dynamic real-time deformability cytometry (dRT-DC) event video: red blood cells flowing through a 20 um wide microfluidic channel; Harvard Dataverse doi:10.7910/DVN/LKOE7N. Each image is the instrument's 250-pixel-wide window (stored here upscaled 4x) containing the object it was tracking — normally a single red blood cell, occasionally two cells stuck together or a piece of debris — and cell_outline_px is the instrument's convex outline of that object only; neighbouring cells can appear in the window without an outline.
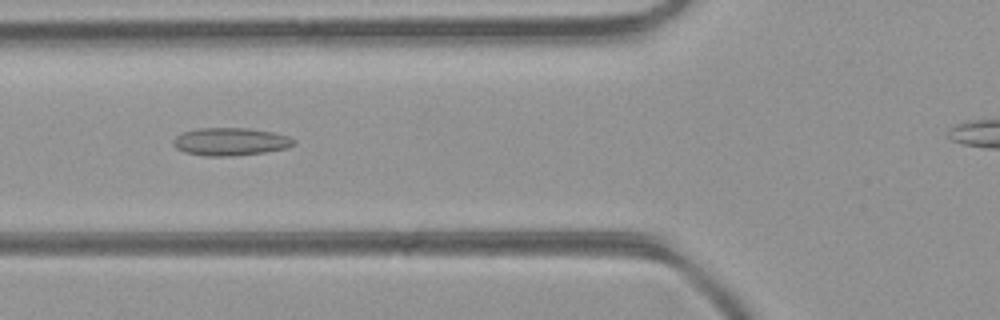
{"species": "common noctule bat (a hibernating species)", "species_latin": "Nyctalus noctula", "temperature_condition": "room temperature", "stored_images_in_passage": 28, "camera_frame_rate_fps": 3000, "um_per_image_px": 0.085, "animal": {"sex": "female", "body_mass_g": 21.9}, "frame": {"image": 1, "passage_image": 4, "time_ms": 1.0, "image_size_px": [1000, 320], "cell_outline_px": [[296, 144], [288, 148], [264, 152], [232, 156], [204, 156], [184, 152], [176, 148], [172, 144], [172, 140], [176, 136], [184, 132], [196, 128], [248, 128], [272, 132], [288, 136], [296, 140]], "centroid_in_image_um": [19.58, 12.04], "position_along_channel_um": 106.2, "area_um2": 19.65}}
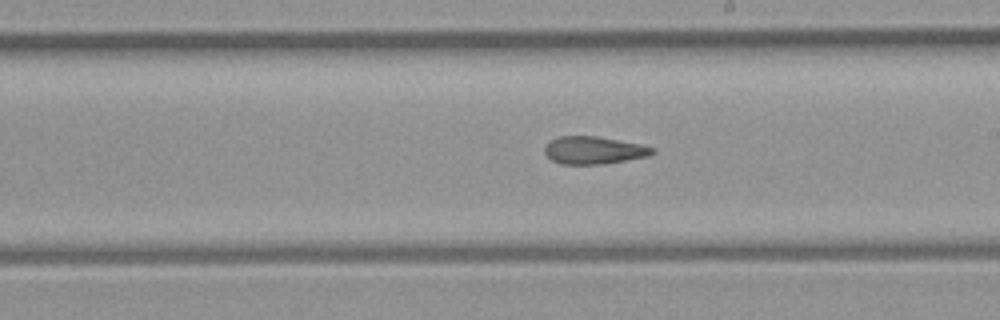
{"frame": {"image": 2, "passage_image": 13, "time_ms": 4.0, "image_size_px": [1000, 320], "cell_outline_px": [[656, 152], [648, 156], [604, 164], [560, 164], [552, 160], [544, 152], [544, 144], [548, 140], [560, 136], [596, 136], [640, 144], [656, 148]], "centroid_in_image_um": [50.45, 12.77], "position_along_channel_um": 238.6, "area_um2": 17.46}}
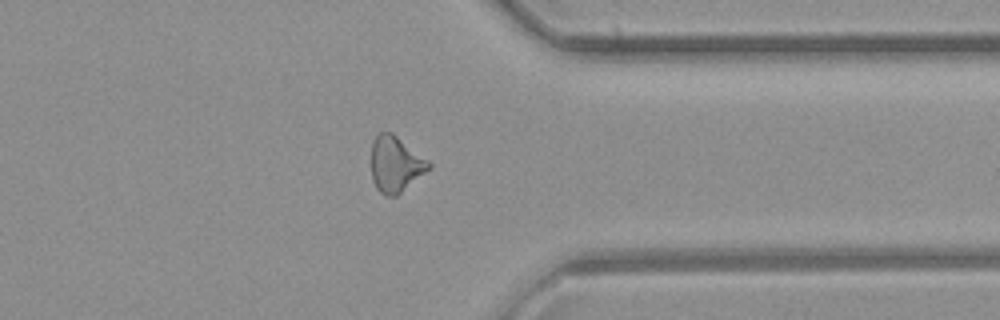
{"frame": {"image": 3, "passage_image": 23, "time_ms": 7.333, "image_size_px": [1000, 320], "cell_outline_px": [[432, 168], [396, 196], [388, 196], [380, 192], [376, 188], [372, 180], [372, 140], [380, 132], [392, 132], [428, 160], [432, 164]], "centroid_in_image_um": [33.63, 13.96], "position_along_channel_um": 377.8, "area_um2": 18.73}}